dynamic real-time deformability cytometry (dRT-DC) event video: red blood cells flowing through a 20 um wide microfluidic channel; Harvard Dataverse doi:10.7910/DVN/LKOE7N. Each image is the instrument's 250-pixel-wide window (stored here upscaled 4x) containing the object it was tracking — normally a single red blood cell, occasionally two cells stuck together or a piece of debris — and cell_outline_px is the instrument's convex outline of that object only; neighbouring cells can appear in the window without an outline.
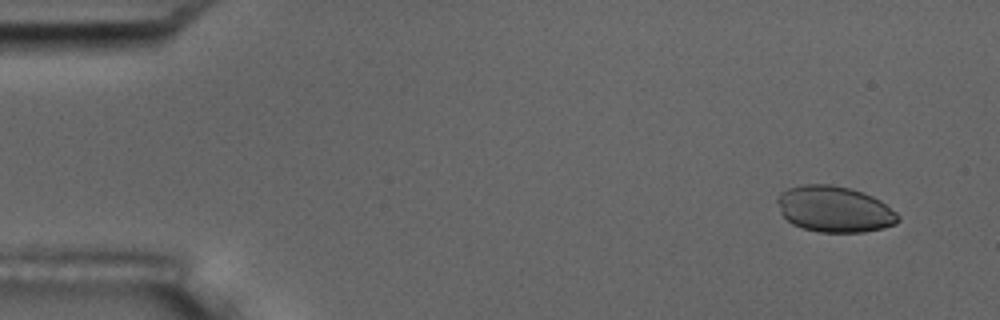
{"species": "common noctule bat (a hibernating species)", "species_latin": "Nyctalus noctula", "temperature_condition": "room temperature", "stored_images_in_passage": 5, "camera_frame_rate_fps": 3000, "um_per_image_px": 0.085, "animal": {"sex": "male", "body_mass_g": 17.5, "forearm_length_mm": 52.3}, "frame": {"image": 1, "passage_image": 1, "time_ms": 0.0, "image_size_px": [1000, 320], "cell_outline_px": [[900, 220], [896, 224], [884, 228], [864, 232], [820, 232], [804, 228], [792, 224], [780, 212], [776, 200], [780, 192], [788, 188], [804, 184], [832, 184], [864, 192], [880, 200], [896, 212], [900, 216]], "centroid_in_image_um": [70.94, 17.77], "position_along_channel_um": 14.1, "area_um2": 32.54}}